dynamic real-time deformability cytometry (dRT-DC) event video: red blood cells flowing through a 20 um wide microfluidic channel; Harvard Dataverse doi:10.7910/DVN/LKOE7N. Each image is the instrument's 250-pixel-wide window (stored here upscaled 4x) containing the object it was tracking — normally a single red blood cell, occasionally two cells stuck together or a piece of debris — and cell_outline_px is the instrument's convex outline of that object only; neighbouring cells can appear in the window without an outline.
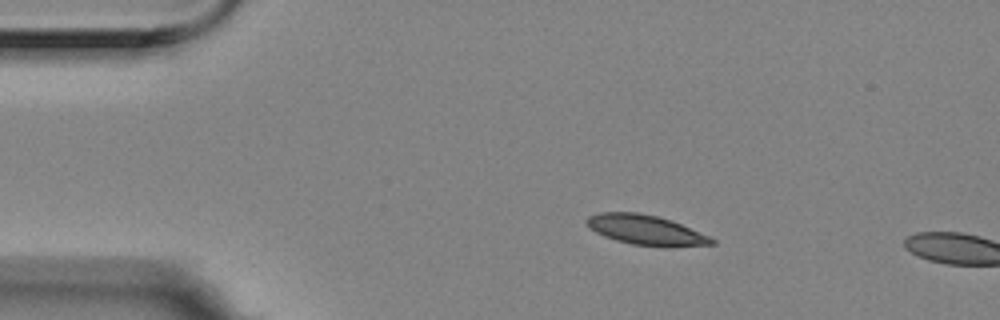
{"species": "Egyptian fruit bat (a non-hibernating species)", "species_latin": "Rousettus aegyptiacus", "temperature_condition": "room temperature", "stored_images_in_passage": 3, "camera_frame_rate_fps": 3000, "um_per_image_px": 0.085, "animal": {"sex": "female"}, "frame": {"image": 1, "passage_image": 2, "time_ms": 0.333, "image_size_px": [1000, 320], "cell_outline_px": [[716, 244], [672, 248], [664, 248], [632, 244], [616, 240], [604, 236], [596, 232], [584, 220], [588, 216], [600, 212], [640, 212], [672, 220], [708, 236], [716, 240]], "centroid_in_image_um": [54.94, 19.57], "position_along_channel_um": 30.1, "area_um2": 22.02}}